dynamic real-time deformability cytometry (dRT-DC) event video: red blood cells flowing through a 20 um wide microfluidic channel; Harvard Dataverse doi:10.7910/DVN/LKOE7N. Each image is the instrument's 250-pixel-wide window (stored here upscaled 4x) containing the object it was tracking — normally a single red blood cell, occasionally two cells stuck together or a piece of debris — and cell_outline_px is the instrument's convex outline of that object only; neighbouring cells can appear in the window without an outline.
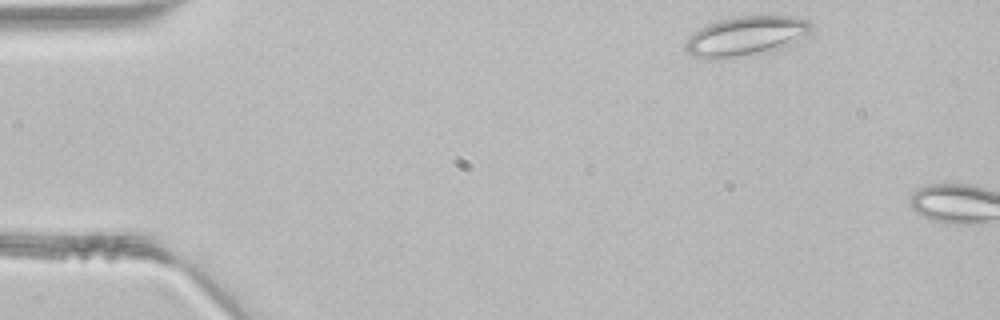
{"species": "common noctule bat (a hibernating species)", "species_latin": "Nyctalus noctula", "temperature_condition": "room temperature", "stored_images_in_passage": 3, "camera_frame_rate_fps": 3000, "um_per_image_px": 0.085, "animal": {"sex": "male", "body_mass_g": 21.5, "forearm_length_mm": 52.0}, "frame": {"image": 1, "passage_image": 1, "time_ms": 0.0, "image_size_px": [1000, 320], "cell_outline_px": [[812, 28], [804, 36], [780, 48], [736, 56], [704, 60], [692, 56], [684, 48], [684, 44], [688, 36], [692, 32], [708, 24], [720, 20], [736, 16], [792, 16], [808, 20], [812, 24]], "centroid_in_image_um": [63.33, 3.05], "position_along_channel_um": 21.7, "area_um2": 28.55}}